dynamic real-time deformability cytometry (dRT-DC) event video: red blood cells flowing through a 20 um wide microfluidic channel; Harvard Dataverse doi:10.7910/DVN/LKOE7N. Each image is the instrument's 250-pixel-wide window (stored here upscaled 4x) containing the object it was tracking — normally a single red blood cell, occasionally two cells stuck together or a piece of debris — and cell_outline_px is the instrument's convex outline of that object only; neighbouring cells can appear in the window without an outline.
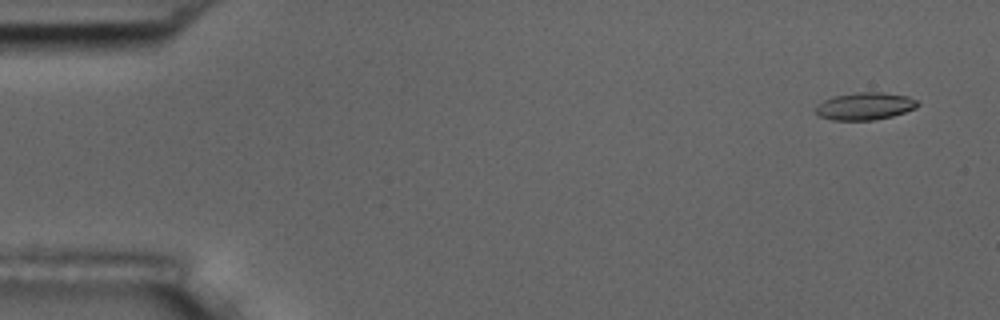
{"species": "common noctule bat (a hibernating species)", "species_latin": "Nyctalus noctula", "temperature_condition": "room temperature", "stored_images_in_passage": 4, "camera_frame_rate_fps": 3000, "um_per_image_px": 0.085, "animal": {"sex": "male", "body_mass_g": 17.5, "forearm_length_mm": 52.3}, "frame": {"image": 1, "passage_image": 1, "time_ms": 0.0, "image_size_px": [1000, 320], "cell_outline_px": [[920, 104], [916, 108], [892, 116], [872, 120], [832, 120], [820, 116], [816, 112], [816, 104], [832, 96], [860, 92], [884, 92], [908, 96], [916, 100]], "centroid_in_image_um": [73.52, 9.01], "position_along_channel_um": 11.5, "area_um2": 16.3}}